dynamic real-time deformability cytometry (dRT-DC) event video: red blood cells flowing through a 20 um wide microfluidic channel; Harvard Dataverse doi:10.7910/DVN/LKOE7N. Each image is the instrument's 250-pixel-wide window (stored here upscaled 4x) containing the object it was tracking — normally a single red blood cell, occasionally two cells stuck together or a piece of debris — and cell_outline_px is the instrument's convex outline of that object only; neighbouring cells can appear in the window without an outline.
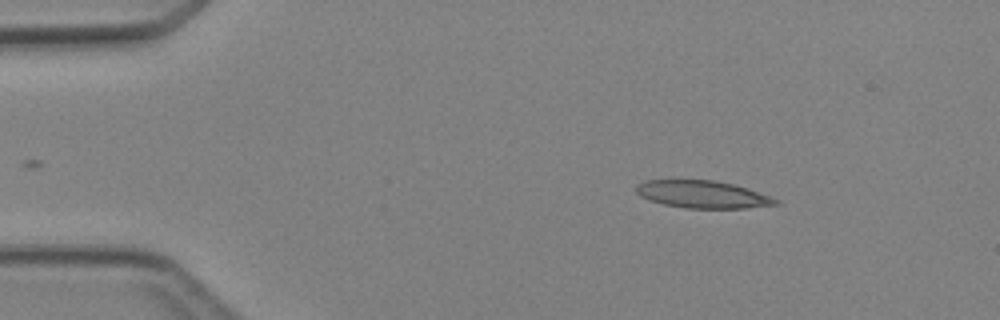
{"species": "Egyptian fruit bat (a non-hibernating species)", "species_latin": "Rousettus aegyptiacus", "temperature_condition": "cold", "stored_images_in_passage": 3, "camera_frame_rate_fps": 3000, "um_per_image_px": 0.085, "animal": {"sex": "female"}, "frame": {"image": 1, "passage_image": 1, "time_ms": 0.0, "image_size_px": [1000, 320], "cell_outline_px": [[780, 204], [744, 208], [688, 208], [664, 204], [640, 196], [636, 192], [636, 184], [644, 180], [716, 180], [748, 188], [780, 200]], "centroid_in_image_um": [59.73, 16.51], "position_along_channel_um": 25.3, "area_um2": 22.2}}
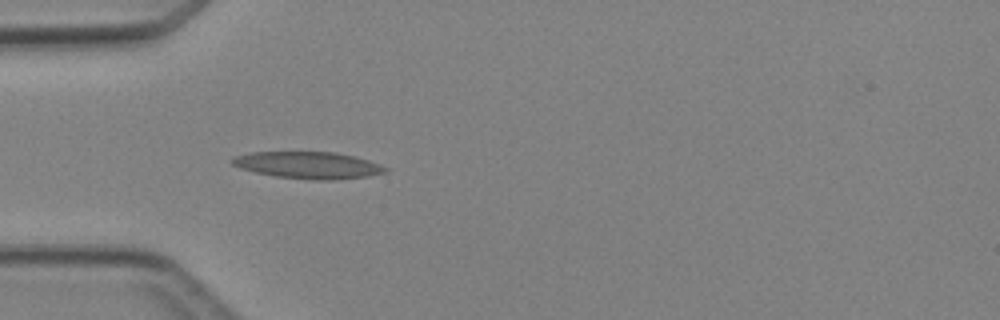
{"frame": {"image": 2, "passage_image": 3, "time_ms": 2.333, "image_size_px": [1000, 320], "cell_outline_px": [[388, 172], [368, 176], [332, 180], [312, 180], [276, 176], [256, 172], [240, 168], [232, 164], [228, 160], [232, 156], [252, 152], [336, 152], [356, 156], [380, 164], [388, 168]], "centroid_in_image_um": [26.19, 14.03], "position_along_channel_um": 58.8, "area_um2": 24.16}}